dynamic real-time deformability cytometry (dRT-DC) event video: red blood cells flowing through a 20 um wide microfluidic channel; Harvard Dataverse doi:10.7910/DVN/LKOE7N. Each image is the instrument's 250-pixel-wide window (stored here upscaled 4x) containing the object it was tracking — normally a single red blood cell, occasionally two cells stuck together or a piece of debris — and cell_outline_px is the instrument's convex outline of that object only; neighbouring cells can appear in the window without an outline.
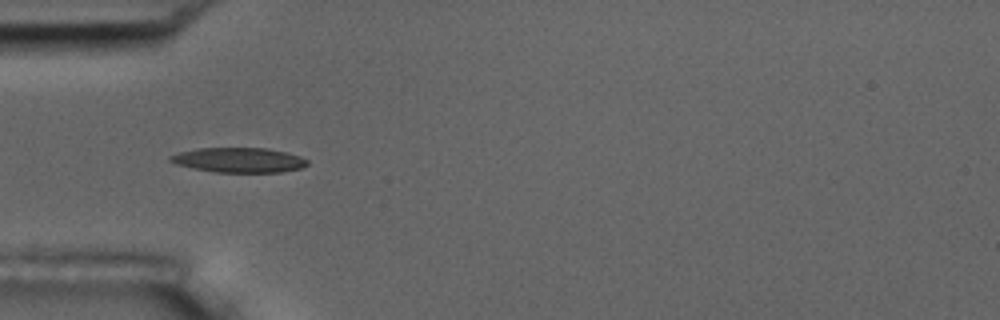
{"species": "common noctule bat (a hibernating species)", "species_latin": "Nyctalus noctula", "temperature_condition": "room temperature", "stored_images_in_passage": 3, "camera_frame_rate_fps": 3000, "um_per_image_px": 0.085, "animal": {"sex": "male", "body_mass_g": 17.5, "forearm_length_mm": 52.3}, "frame": {"image": 1, "passage_image": 2, "time_ms": 1.333, "image_size_px": [1000, 320], "cell_outline_px": [[308, 164], [300, 168], [280, 172], [216, 172], [192, 168], [176, 164], [168, 160], [168, 156], [180, 152], [196, 148], [268, 148], [300, 156], [308, 160]], "centroid_in_image_um": [20.28, 13.6], "position_along_channel_um": 64.7, "area_um2": 19.77}}